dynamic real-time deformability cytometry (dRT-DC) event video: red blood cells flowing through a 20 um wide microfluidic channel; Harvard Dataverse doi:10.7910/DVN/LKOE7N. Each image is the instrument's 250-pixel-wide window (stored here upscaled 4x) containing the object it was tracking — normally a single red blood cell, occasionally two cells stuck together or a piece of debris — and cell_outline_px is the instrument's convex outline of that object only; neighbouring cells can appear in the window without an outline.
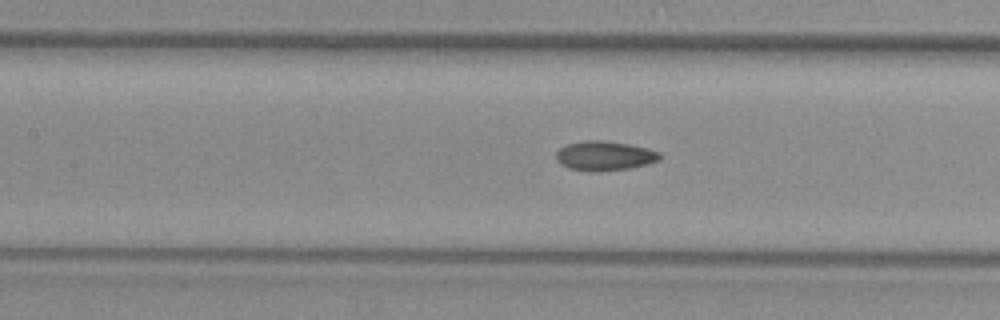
{"species": "common noctule bat (a hibernating species)", "species_latin": "Nyctalus noctula", "temperature_condition": "warm", "stored_images_in_passage": 7, "camera_frame_rate_fps": 3000, "um_per_image_px": 0.085, "animal": {"sex": "female", "body_mass_g": 29.2, "forearm_length_mm": 56.3}, "frame": {"image": 1, "passage_image": 4, "time_ms": 1.0, "image_size_px": [1000, 320], "cell_outline_px": [[660, 160], [648, 164], [632, 168], [600, 172], [588, 172], [568, 168], [560, 164], [556, 160], [556, 152], [564, 144], [584, 140], [604, 140], [628, 144], [648, 148], [660, 152]], "centroid_in_image_um": [51.36, 13.25], "position_along_channel_um": 156.0, "area_um2": 18.26}}